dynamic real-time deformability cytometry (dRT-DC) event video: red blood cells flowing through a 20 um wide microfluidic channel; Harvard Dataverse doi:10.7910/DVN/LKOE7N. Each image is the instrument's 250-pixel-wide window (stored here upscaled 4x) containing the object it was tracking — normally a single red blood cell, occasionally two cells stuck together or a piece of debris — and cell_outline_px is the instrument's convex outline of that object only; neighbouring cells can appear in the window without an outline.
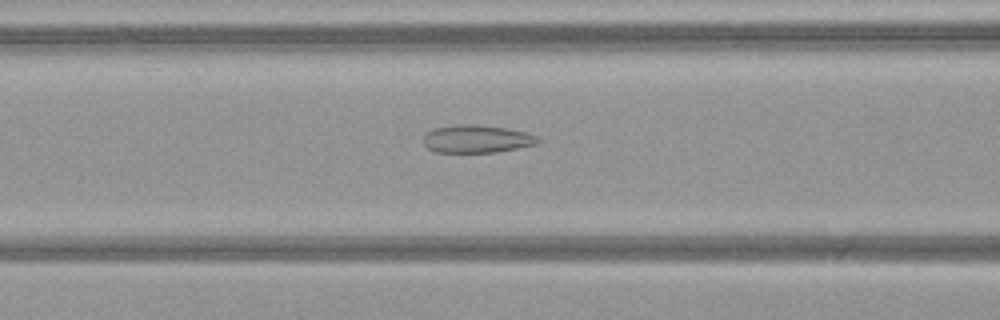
{"species": "common noctule bat (a hibernating species)", "species_latin": "Nyctalus noctula", "temperature_condition": "warm", "stored_images_in_passage": 51, "camera_frame_rate_fps": 3000, "um_per_image_px": 0.085, "animal": {"sex": "female", "body_mass_g": 21.9}, "frame": {"image": 1, "passage_image": 22, "time_ms": 7.0, "image_size_px": [1000, 320], "cell_outline_px": [[540, 140], [536, 144], [496, 152], [436, 152], [428, 148], [424, 144], [424, 136], [432, 128], [452, 124], [476, 124], [508, 128], [528, 132], [536, 136]], "centroid_in_image_um": [40.51, 11.79], "position_along_channel_um": 126.1, "area_um2": 18.67}}
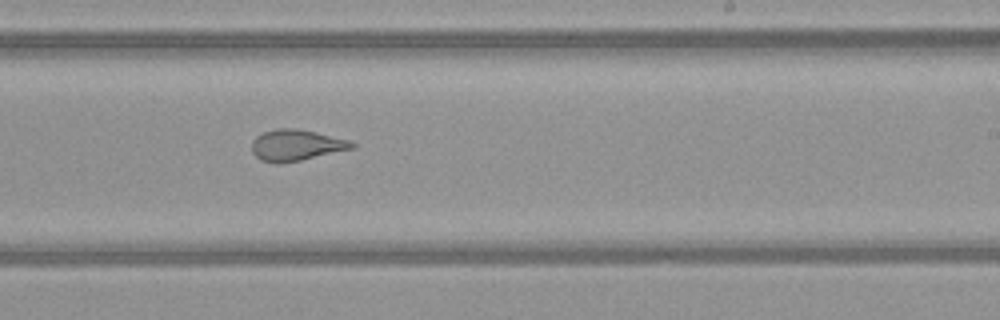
{"frame": {"image": 2, "passage_image": 32, "time_ms": 10.333, "image_size_px": [1000, 320], "cell_outline_px": [[356, 148], [300, 160], [280, 164], [276, 164], [260, 160], [252, 152], [252, 140], [256, 136], [264, 132], [276, 128], [296, 128], [316, 132], [348, 140], [356, 144]], "centroid_in_image_um": [25.16, 12.34], "position_along_channel_um": 263.8, "area_um2": 18.26}}
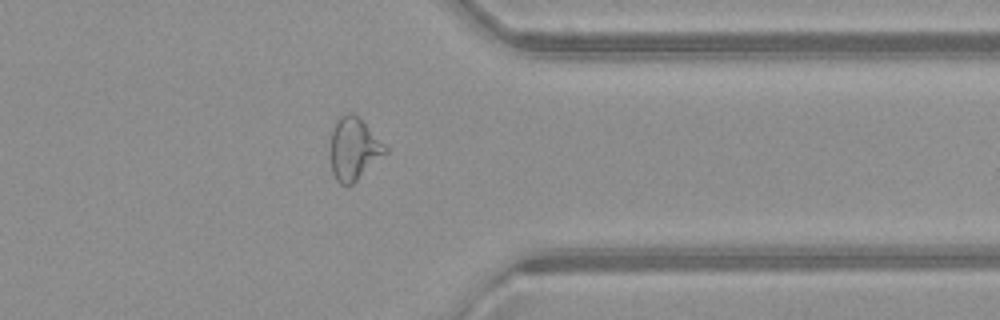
{"frame": {"image": 3, "passage_image": 41, "time_ms": 13.333, "image_size_px": [1000, 320], "cell_outline_px": [[388, 152], [352, 184], [340, 184], [336, 180], [332, 172], [328, 156], [332, 132], [336, 120], [340, 116], [348, 112], [352, 112], [388, 148]], "centroid_in_image_um": [30.02, 12.67], "position_along_channel_um": 381.4, "area_um2": 19.88}, "authors_computed_cell_mechanics": {"area_um2": 22.3108, "velocity_mm_per_s": 4.126, "shape_relaxation_time_tau1_ms": null, "shape_relaxation_time_tau2_ms": 1.0932, "deformation_change_tau1": null, "deformation_change_tau2": 0.0908}}